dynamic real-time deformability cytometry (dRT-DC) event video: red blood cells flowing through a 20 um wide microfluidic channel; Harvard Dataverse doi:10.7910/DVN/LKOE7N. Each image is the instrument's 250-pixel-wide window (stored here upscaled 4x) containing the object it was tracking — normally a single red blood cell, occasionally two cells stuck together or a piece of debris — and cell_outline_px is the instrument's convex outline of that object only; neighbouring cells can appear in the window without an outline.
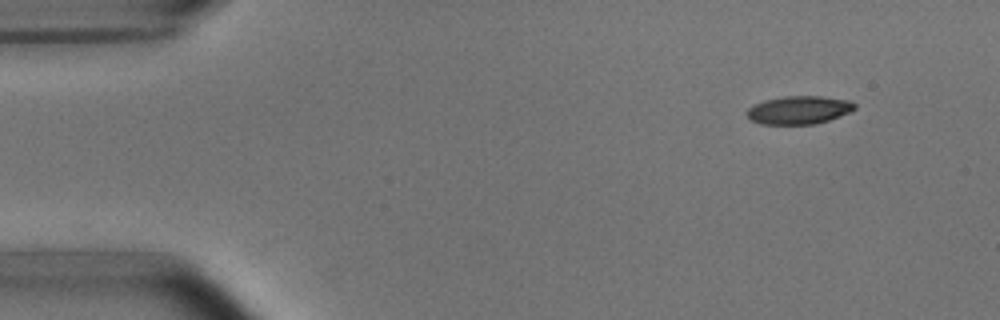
{"species": "common noctule bat (a hibernating species)", "species_latin": "Nyctalus noctula", "temperature_condition": "room temperature", "stored_images_in_passage": 48, "camera_frame_rate_fps": 3000, "um_per_image_px": 0.085, "animal": {"sex": "male", "body_mass_g": 15.6}, "frame": {"image": 1, "passage_image": 1, "time_ms": 0.0, "image_size_px": [1000, 320], "cell_outline_px": [[856, 108], [848, 112], [828, 120], [816, 124], [760, 124], [752, 120], [748, 116], [748, 108], [764, 100], [784, 96], [820, 96], [848, 100], [856, 104]], "centroid_in_image_um": [67.91, 9.35], "position_along_channel_um": 17.1, "area_um2": 17.46}}
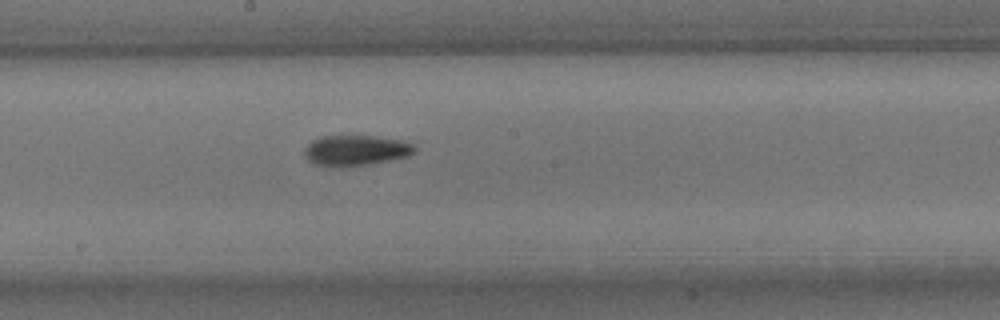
{"frame": {"image": 2, "passage_image": 24, "time_ms": 7.667, "image_size_px": [1000, 320], "cell_outline_px": [[416, 152], [408, 156], [368, 164], [332, 168], [312, 164], [304, 156], [304, 148], [312, 140], [320, 136], [372, 136], [400, 140], [412, 144], [416, 148]], "centroid_in_image_um": [30.17, 12.8], "position_along_channel_um": 218.0, "area_um2": 19.71}}
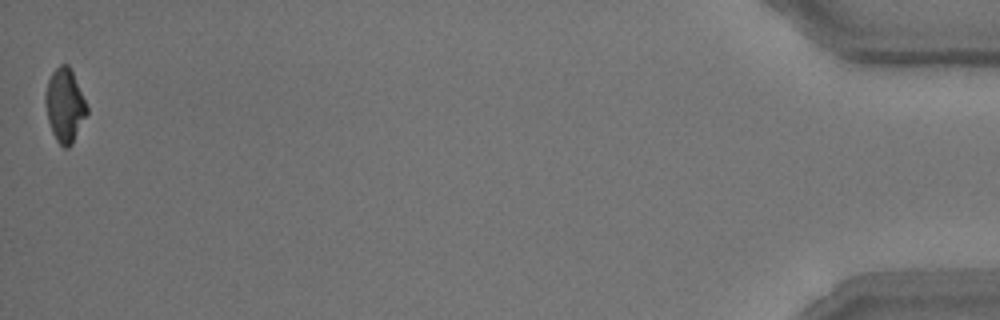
{"frame": {"image": 3, "passage_image": 48, "time_ms": 15.667, "image_size_px": [1000, 320], "cell_outline_px": [[88, 112], [72, 144], [68, 148], [64, 148], [56, 140], [52, 132], [48, 120], [44, 100], [44, 96], [48, 80], [52, 72], [60, 64], [68, 64], [72, 72], [88, 108]], "centroid_in_image_um": [5.49, 8.96], "position_along_channel_um": 429.7, "area_um2": 17.63}, "authors_computed_cell_mechanics": {"area_um2": 18.5538, "velocity_mm_per_s": 3.8134, "shape_relaxation_time_tau1_ms": 3.0305, "shape_relaxation_time_tau2_ms": 2.534, "deformation_change_tau1": 0.1457, "deformation_change_tau2": 0.0977}}